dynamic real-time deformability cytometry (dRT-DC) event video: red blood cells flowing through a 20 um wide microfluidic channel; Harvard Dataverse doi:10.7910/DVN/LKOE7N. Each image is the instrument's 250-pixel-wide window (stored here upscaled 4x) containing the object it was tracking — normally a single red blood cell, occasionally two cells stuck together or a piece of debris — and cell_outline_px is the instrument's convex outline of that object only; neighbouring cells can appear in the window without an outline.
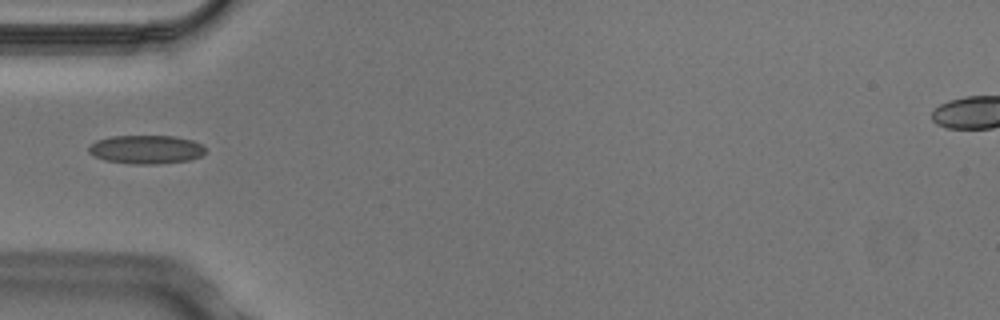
{"species": "Egyptian fruit bat (a non-hibernating species)", "species_latin": "Rousettus aegyptiacus", "temperature_condition": "cold", "stored_images_in_passage": 6, "camera_frame_rate_fps": 3000, "um_per_image_px": 0.085, "animal": {"sex": "male"}, "frame": {"image": 1, "passage_image": 5, "time_ms": 1.333, "image_size_px": [1000, 320], "cell_outline_px": [[204, 152], [200, 156], [192, 160], [160, 164], [132, 164], [104, 160], [92, 156], [88, 152], [88, 148], [96, 140], [112, 136], [176, 136], [192, 140], [200, 144], [204, 148]], "centroid_in_image_um": [12.4, 12.71], "position_along_channel_um": 72.6, "area_um2": 19.59}}